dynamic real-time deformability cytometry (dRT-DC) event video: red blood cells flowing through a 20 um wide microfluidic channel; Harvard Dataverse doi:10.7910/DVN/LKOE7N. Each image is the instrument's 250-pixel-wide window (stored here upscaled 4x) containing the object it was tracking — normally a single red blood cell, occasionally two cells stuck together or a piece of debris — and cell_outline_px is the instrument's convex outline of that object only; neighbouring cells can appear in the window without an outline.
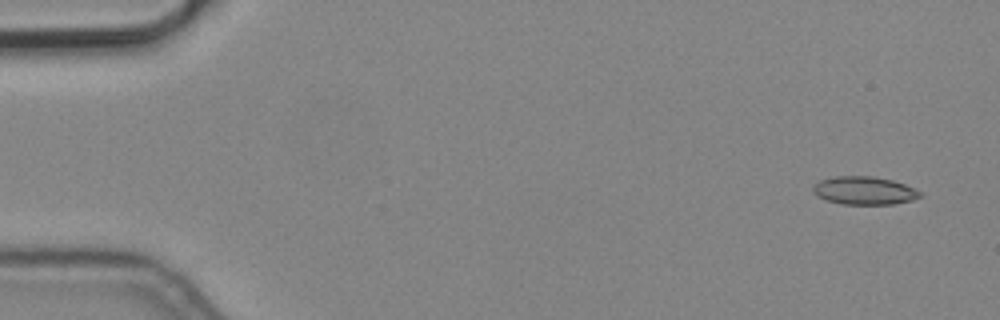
{"species": "common noctule bat (a hibernating species)", "species_latin": "Nyctalus noctula", "temperature_condition": "cold", "stored_images_in_passage": 4, "camera_frame_rate_fps": 3000, "um_per_image_px": 0.085, "animal": {"sex": "male", "body_mass_g": 19.2, "forearm_length_mm": 51.8}, "frame": {"image": 1, "passage_image": 1, "time_ms": 0.0, "image_size_px": [1000, 320], "cell_outline_px": [[924, 196], [912, 200], [892, 204], [840, 204], [816, 196], [812, 192], [812, 184], [820, 180], [836, 176], [872, 176], [892, 180], [904, 184], [920, 192]], "centroid_in_image_um": [73.42, 16.2], "position_along_channel_um": 11.6, "area_um2": 17.57}}
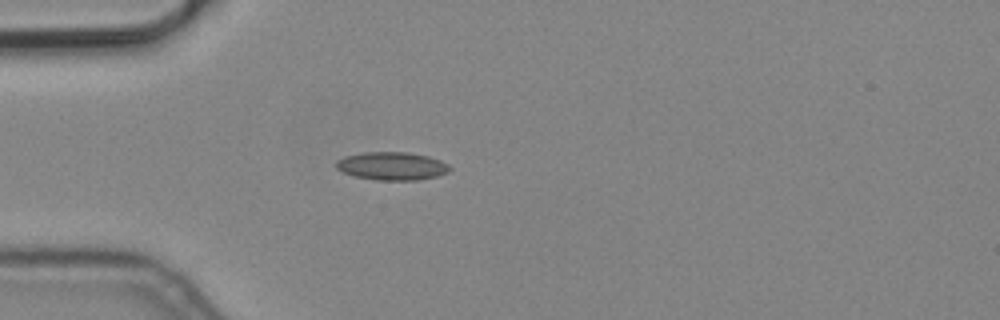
{"frame": {"image": 2, "passage_image": 4, "time_ms": 1.0, "image_size_px": [1000, 320], "cell_outline_px": [[452, 168], [448, 172], [436, 176], [416, 180], [376, 180], [356, 176], [344, 172], [336, 168], [336, 160], [344, 156], [364, 152], [408, 152], [428, 156], [440, 160], [448, 164]], "centroid_in_image_um": [33.32, 14.1], "position_along_channel_um": 51.7, "area_um2": 18.55}}